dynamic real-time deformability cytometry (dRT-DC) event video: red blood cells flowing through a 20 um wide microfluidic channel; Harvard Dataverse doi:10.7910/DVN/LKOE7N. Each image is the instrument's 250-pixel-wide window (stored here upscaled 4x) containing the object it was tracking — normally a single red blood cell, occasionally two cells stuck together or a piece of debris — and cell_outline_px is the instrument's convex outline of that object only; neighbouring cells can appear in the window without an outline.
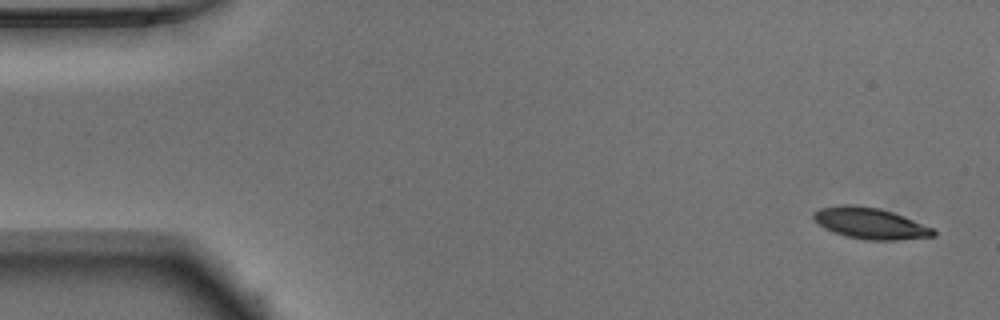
{"species": "Egyptian fruit bat (a non-hibernating species)", "species_latin": "Rousettus aegyptiacus", "temperature_condition": "warm", "stored_images_in_passage": 52, "camera_frame_rate_fps": 3000, "um_per_image_px": 0.085, "animal": {"sex": "male"}, "frame": {"image": 1, "passage_image": 2, "time_ms": 0.333, "image_size_px": [1000, 320], "cell_outline_px": [[936, 236], [896, 240], [864, 240], [848, 236], [824, 228], [812, 216], [812, 212], [820, 208], [840, 204], [852, 204], [880, 208], [904, 216], [932, 228], [936, 232]], "centroid_in_image_um": [73.96, 18.97], "position_along_channel_um": 11.0, "area_um2": 21.68}}
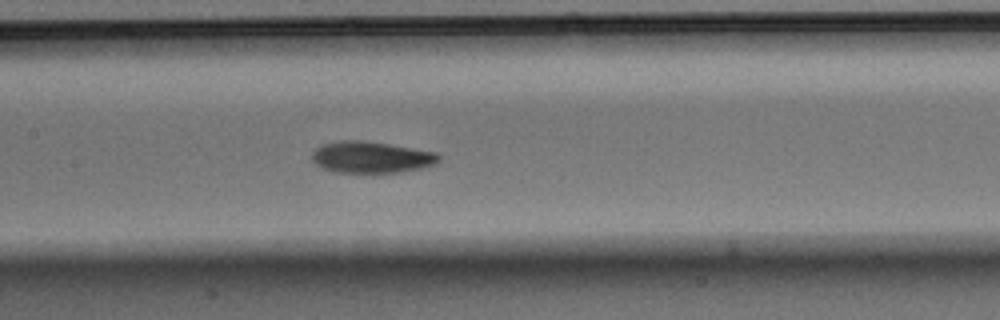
{"frame": {"image": 2, "passage_image": 24, "time_ms": 7.667, "image_size_px": [1000, 320], "cell_outline_px": [[440, 160], [432, 164], [420, 168], [400, 172], [332, 172], [316, 164], [312, 160], [312, 152], [320, 144], [344, 140], [360, 140], [388, 144], [436, 152], [440, 156]], "centroid_in_image_um": [31.51, 13.36], "position_along_channel_um": 175.9, "area_um2": 23.06}}
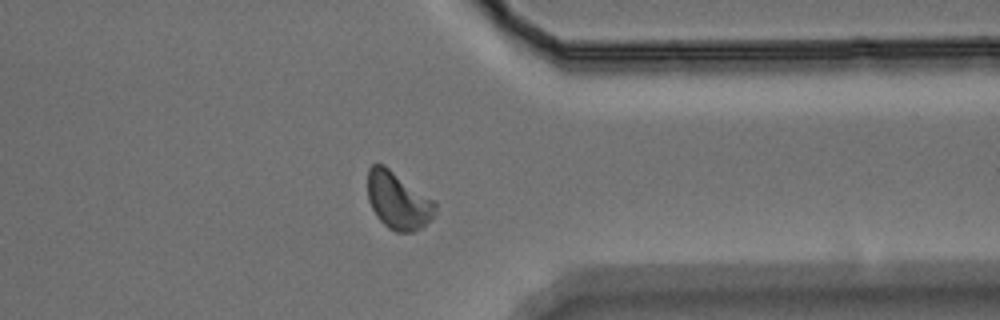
{"frame": {"image": 3, "passage_image": 40, "time_ms": 13.0, "image_size_px": [1000, 320], "cell_outline_px": [[436, 204], [432, 216], [420, 228], [412, 232], [396, 232], [388, 228], [376, 216], [368, 200], [368, 168], [372, 164], [384, 164], [436, 200]], "centroid_in_image_um": [33.82, 17.02], "position_along_channel_um": 377.6, "area_um2": 22.6}, "authors_computed_cell_mechanics": {"area_um2": 22.3108, "velocity_mm_per_s": 3.9059, "shape_relaxation_time_tau1_ms": 3.0711, "shape_relaxation_time_tau2_ms": 1.7812, "deformation_change_tau1": 0.1254, "deformation_change_tau2": 0.0621}}